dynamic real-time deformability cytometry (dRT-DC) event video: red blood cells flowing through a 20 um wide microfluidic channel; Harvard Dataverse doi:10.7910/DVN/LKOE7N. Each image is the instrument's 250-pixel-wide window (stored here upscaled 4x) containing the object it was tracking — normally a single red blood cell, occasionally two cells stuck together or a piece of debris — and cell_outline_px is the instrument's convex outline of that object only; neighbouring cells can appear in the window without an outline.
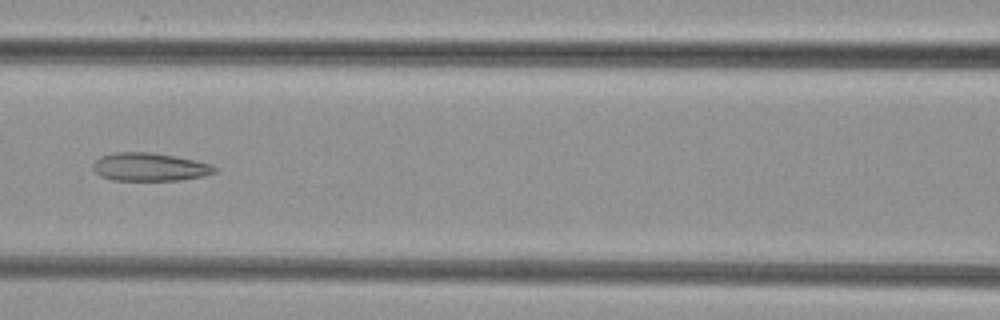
{"species": "common noctule bat (a hibernating species)", "species_latin": "Nyctalus noctula", "temperature_condition": "cold", "stored_images_in_passage": 7, "segment_of_instrument_passage": [1, 2], "camera_frame_rate_fps": 3000, "um_per_image_px": 0.085, "animal": {"sex": "female", "body_mass_g": 29.2, "forearm_length_mm": 56.3}, "frame": {"image": 1, "passage_image": 5, "time_ms": 4.667, "image_size_px": [1000, 320], "cell_outline_px": [[216, 172], [204, 176], [180, 180], [112, 180], [100, 176], [92, 168], [92, 164], [100, 156], [112, 152], [152, 152], [212, 164], [216, 168]], "centroid_in_image_um": [12.68, 14.19], "position_along_channel_um": 153.9, "area_um2": 19.94}}
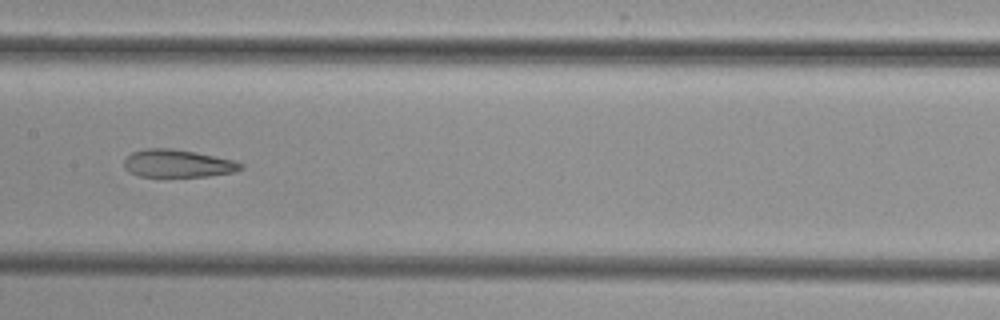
{"frame": {"image": 2, "passage_image": 6, "time_ms": 5.667, "image_size_px": [1000, 320], "cell_outline_px": [[244, 168], [232, 172], [208, 176], [140, 176], [128, 172], [124, 168], [124, 160], [132, 152], [144, 148], [172, 148], [196, 152], [232, 160], [244, 164]], "centroid_in_image_um": [15.08, 13.89], "position_along_channel_um": 192.3, "area_um2": 18.79}}